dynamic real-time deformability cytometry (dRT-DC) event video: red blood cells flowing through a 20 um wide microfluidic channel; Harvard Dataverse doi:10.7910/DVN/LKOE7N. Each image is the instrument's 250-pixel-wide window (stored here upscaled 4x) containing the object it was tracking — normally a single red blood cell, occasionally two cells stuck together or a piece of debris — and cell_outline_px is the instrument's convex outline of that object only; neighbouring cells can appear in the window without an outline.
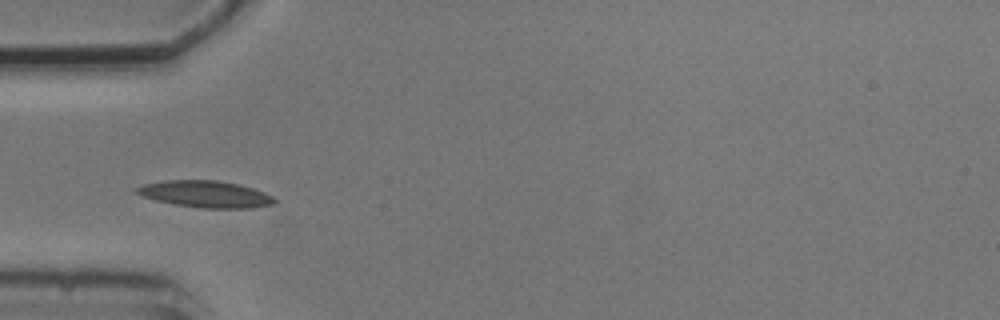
{"species": "common noctule bat (a hibernating species)", "species_latin": "Nyctalus noctula", "temperature_condition": "cold", "stored_images_in_passage": 9, "camera_frame_rate_fps": 3000, "um_per_image_px": 0.085, "animal": {"sex": "male", "body_mass_g": 20.5, "forearm_length_mm": 52.5}, "frame": {"image": 1, "passage_image": 6, "time_ms": 6.667, "image_size_px": [1000, 320], "cell_outline_px": [[276, 200], [272, 204], [252, 208], [200, 208], [176, 204], [156, 200], [132, 192], [132, 188], [144, 184], [164, 180], [216, 180], [236, 184], [252, 188], [264, 192], [272, 196]], "centroid_in_image_um": [17.41, 16.49], "position_along_channel_um": 67.6, "area_um2": 21.39}}
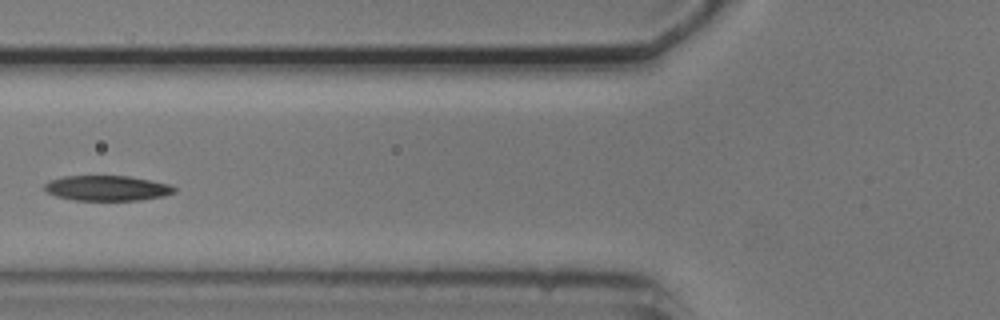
{"frame": {"image": 2, "passage_image": 7, "time_ms": 8.0, "image_size_px": [1000, 320], "cell_outline_px": [[176, 192], [164, 196], [140, 200], [76, 200], [56, 196], [48, 192], [44, 188], [44, 184], [48, 180], [64, 176], [128, 176], [152, 180], [172, 184], [176, 188]], "centroid_in_image_um": [9.14, 15.98], "position_along_channel_um": 116.7, "area_um2": 19.19}}
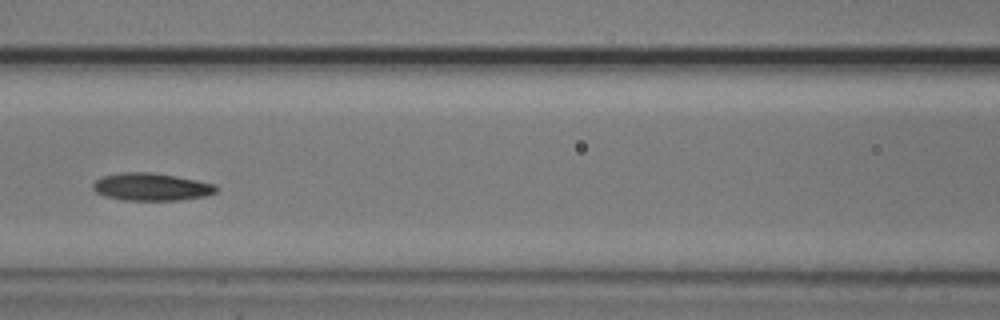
{"frame": {"image": 3, "passage_image": 8, "time_ms": 9.0, "image_size_px": [1000, 320], "cell_outline_px": [[220, 188], [216, 192], [204, 196], [180, 200], [124, 200], [104, 196], [96, 192], [92, 188], [92, 184], [100, 176], [120, 172], [152, 172], [176, 176], [216, 184]], "centroid_in_image_um": [12.85, 15.87], "position_along_channel_um": 153.8, "area_um2": 20.0}}